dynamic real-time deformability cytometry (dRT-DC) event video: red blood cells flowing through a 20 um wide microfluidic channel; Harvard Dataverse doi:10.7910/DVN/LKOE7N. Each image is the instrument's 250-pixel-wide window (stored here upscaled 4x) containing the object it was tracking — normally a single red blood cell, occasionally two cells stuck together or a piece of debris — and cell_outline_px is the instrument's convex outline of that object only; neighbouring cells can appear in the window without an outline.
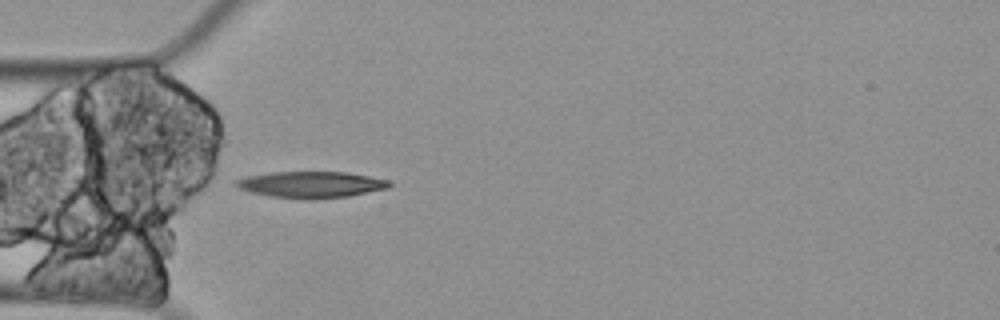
{"species": "Egyptian fruit bat (a non-hibernating species)", "species_latin": "Rousettus aegyptiacus", "temperature_condition": "cold", "stored_images_in_passage": 1, "camera_frame_rate_fps": 3000, "um_per_image_px": 0.085, "animal": {"sex": "female"}, "frame": {"image": 1, "passage_image": 1, "time_ms": 0.0, "image_size_px": [1000, 320], "cell_outline_px": [[392, 184], [388, 188], [348, 196], [272, 196], [252, 192], [240, 188], [232, 184], [236, 180], [244, 176], [272, 172], [348, 172], [388, 180]], "centroid_in_image_um": [26.43, 15.63], "position_along_channel_um": 58.6, "area_um2": 22.43}}